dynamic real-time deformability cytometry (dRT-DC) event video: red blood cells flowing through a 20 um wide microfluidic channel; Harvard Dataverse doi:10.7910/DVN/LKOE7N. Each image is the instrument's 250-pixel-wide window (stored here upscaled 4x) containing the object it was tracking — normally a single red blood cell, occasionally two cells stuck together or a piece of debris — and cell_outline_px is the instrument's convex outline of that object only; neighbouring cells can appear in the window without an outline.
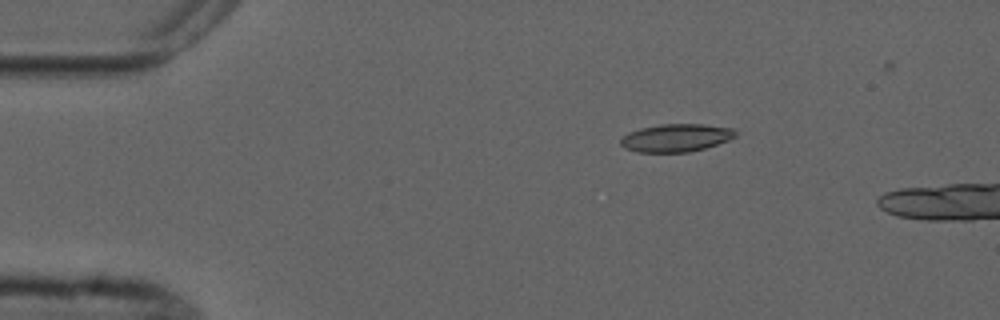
{"species": "common noctule bat (a hibernating species)", "species_latin": "Nyctalus noctula", "temperature_condition": "cold", "stored_images_in_passage": 4, "camera_frame_rate_fps": 3000, "um_per_image_px": 0.085, "animal": {"sex": "male", "forearm_length_mm": 52.5}, "frame": {"image": 1, "passage_image": 3, "time_ms": 2.333, "image_size_px": [1000, 320], "cell_outline_px": [[736, 136], [728, 140], [704, 148], [688, 152], [636, 152], [624, 148], [620, 144], [620, 140], [628, 132], [640, 128], [660, 124], [704, 124], [736, 128]], "centroid_in_image_um": [57.46, 11.71], "position_along_channel_um": 27.5, "area_um2": 18.73}}